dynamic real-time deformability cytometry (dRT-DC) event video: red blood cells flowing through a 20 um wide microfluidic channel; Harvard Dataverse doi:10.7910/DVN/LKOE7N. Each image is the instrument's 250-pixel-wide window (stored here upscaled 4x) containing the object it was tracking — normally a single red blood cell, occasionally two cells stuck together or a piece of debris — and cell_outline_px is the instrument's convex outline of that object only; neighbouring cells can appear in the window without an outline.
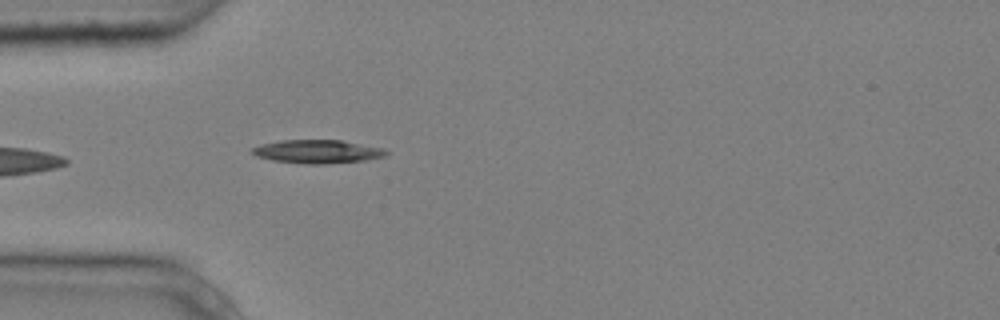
{"species": "common noctule bat (a hibernating species)", "species_latin": "Nyctalus noctula", "temperature_condition": "cold", "stored_images_in_passage": 6, "camera_frame_rate_fps": 3000, "um_per_image_px": 0.085, "animal": {"sex": "male", "body_mass_g": 20.4}, "frame": {"image": 1, "passage_image": 6, "time_ms": 1.667, "image_size_px": [1000, 320], "cell_outline_px": [[388, 152], [384, 156], [364, 160], [324, 164], [308, 164], [272, 160], [256, 156], [252, 152], [252, 148], [260, 144], [280, 140], [340, 140], [384, 148]], "centroid_in_image_um": [26.96, 12.88], "position_along_channel_um": 58.0, "area_um2": 18.15}}